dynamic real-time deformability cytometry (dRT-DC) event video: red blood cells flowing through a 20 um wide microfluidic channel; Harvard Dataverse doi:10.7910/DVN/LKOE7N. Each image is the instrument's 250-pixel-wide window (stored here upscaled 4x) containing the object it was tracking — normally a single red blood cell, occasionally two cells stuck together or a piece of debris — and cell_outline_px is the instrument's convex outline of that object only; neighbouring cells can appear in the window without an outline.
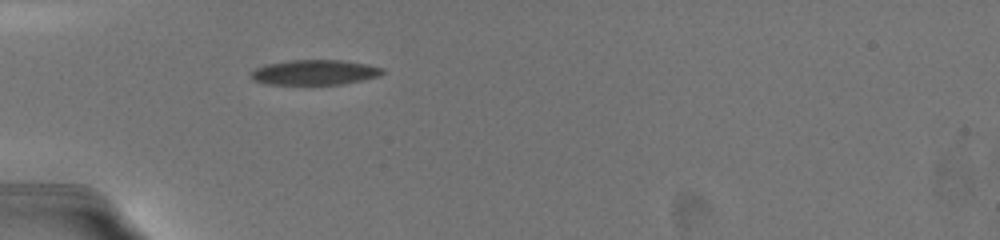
{"species": "common noctule bat (a hibernating species)", "species_latin": "Nyctalus noctula", "temperature_condition": "warm", "stored_images_in_passage": 44, "camera_frame_rate_fps": 3000, "um_per_image_px": 0.085, "animal": {"sex": "female", "body_mass_g": 19.5, "forearm_length_mm": 54.1}, "frame": {"image": 1, "passage_image": 1, "time_ms": 0.0, "image_size_px": [1000, 240], "cell_outline_px": [[384, 72], [380, 76], [340, 84], [268, 84], [252, 80], [252, 72], [256, 68], [264, 64], [288, 60], [344, 60], [368, 64], [384, 68]], "centroid_in_image_um": [26.76, 6.14], "position_along_channel_um": 58.2, "area_um2": 19.19}}
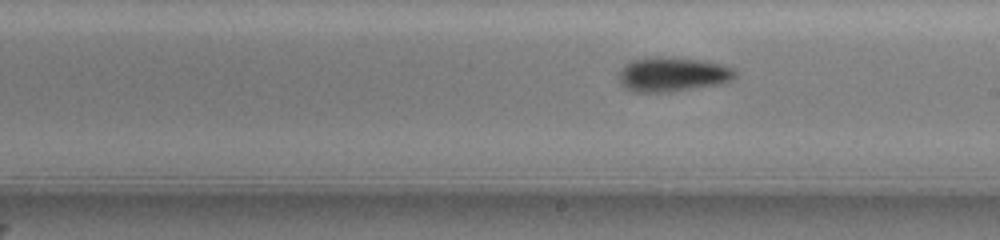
{"frame": {"image": 2, "passage_image": 26, "time_ms": 5.0, "image_size_px": [1000, 240], "cell_outline_px": [[736, 76], [732, 80], [720, 84], [668, 92], [636, 92], [620, 84], [620, 72], [624, 64], [632, 60], [656, 56], [696, 60], [720, 64], [732, 68], [736, 72]], "centroid_in_image_um": [57.16, 6.33], "position_along_channel_um": 231.8, "area_um2": 23.0}}
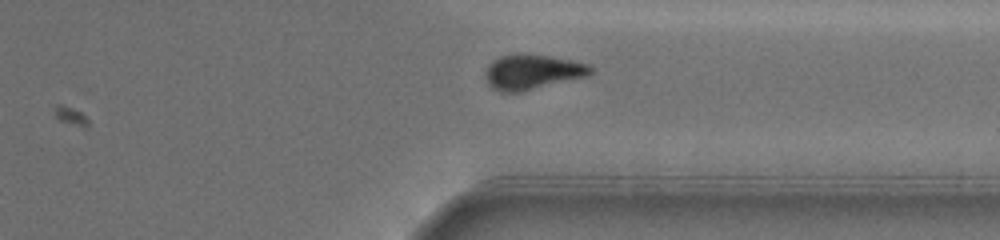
{"frame": {"image": 3, "passage_image": 42, "time_ms": 8.667, "image_size_px": [1000, 240], "cell_outline_px": [[592, 72], [588, 76], [520, 92], [500, 92], [492, 88], [488, 84], [488, 64], [492, 60], [500, 56], [548, 56], [572, 60], [588, 64], [592, 68]], "centroid_in_image_um": [45.29, 6.15], "position_along_channel_um": 366.1, "area_um2": 20.69}, "authors_computed_cell_mechanics": {"area_um2": 21.5594, "velocity_mm_per_s": 3.6651, "shape_relaxation_time_tau1_ms": 3.535, "shape_relaxation_time_tau2_ms": 4.51, "deformation_change_tau1": 0.127, "deformation_change_tau2": 0.1006}}